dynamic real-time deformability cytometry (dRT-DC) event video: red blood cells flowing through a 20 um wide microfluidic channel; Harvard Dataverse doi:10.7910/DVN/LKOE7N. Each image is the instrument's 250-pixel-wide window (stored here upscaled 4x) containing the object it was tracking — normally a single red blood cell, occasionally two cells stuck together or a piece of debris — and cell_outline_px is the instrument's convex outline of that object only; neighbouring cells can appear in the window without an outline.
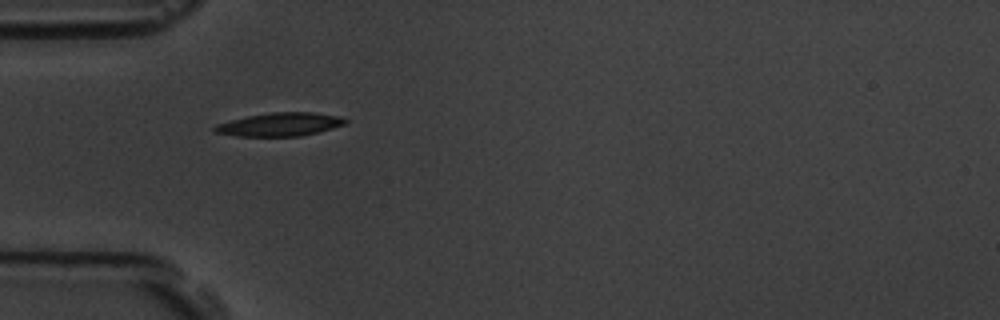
{"species": "common noctule bat (a hibernating species)", "species_latin": "Nyctalus noctula", "temperature_condition": "room temperature", "stored_images_in_passage": 2, "camera_frame_rate_fps": 3000, "um_per_image_px": 0.085, "animal": {"sex": "male", "body_mass_g": 19.5, "forearm_length_mm": 54.6}, "frame": {"image": 1, "passage_image": 1, "time_ms": 0.0, "image_size_px": [1000, 320], "cell_outline_px": [[348, 124], [300, 136], [236, 136], [216, 132], [212, 128], [216, 124], [248, 116], [268, 112], [316, 112], [340, 116], [348, 120]], "centroid_in_image_um": [23.83, 10.56], "position_along_channel_um": 61.2, "area_um2": 17.8}}
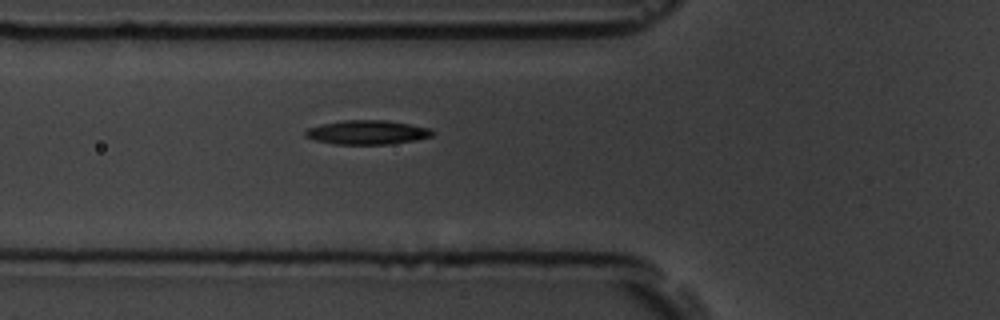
{"frame": {"image": 2, "passage_image": 2, "time_ms": 1.0, "image_size_px": [1000, 320], "cell_outline_px": [[432, 136], [416, 140], [388, 144], [336, 144], [316, 140], [304, 136], [304, 132], [308, 128], [324, 124], [344, 120], [384, 120], [432, 128]], "centroid_in_image_um": [31.22, 11.25], "position_along_channel_um": 94.6, "area_um2": 17.63}}